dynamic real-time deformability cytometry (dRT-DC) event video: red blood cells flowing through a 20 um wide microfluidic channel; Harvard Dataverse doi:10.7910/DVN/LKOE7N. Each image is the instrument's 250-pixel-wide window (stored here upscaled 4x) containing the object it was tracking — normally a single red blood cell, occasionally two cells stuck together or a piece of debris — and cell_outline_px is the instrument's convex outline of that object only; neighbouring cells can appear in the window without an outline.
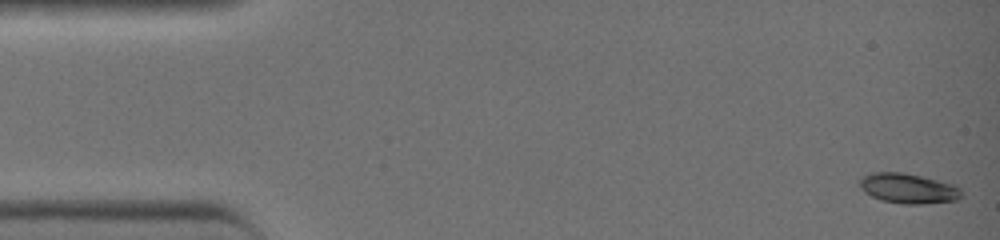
{"species": "common noctule bat (a hibernating species)", "species_latin": "Nyctalus noctula", "temperature_condition": "warm", "stored_images_in_passage": 42, "camera_frame_rate_fps": 3000, "um_per_image_px": 0.085, "animal": {"sex": "female", "body_mass_g": 19.0, "forearm_length_mm": 51.5}, "frame": {"image": 1, "passage_image": 1, "time_ms": 0.0, "image_size_px": [1000, 240], "cell_outline_px": [[960, 196], [956, 200], [920, 204], [904, 204], [880, 200], [864, 192], [860, 188], [860, 180], [864, 176], [872, 172], [904, 172], [956, 184], [960, 188]], "centroid_in_image_um": [77.19, 16.01], "position_along_channel_um": 7.8, "area_um2": 17.8}}
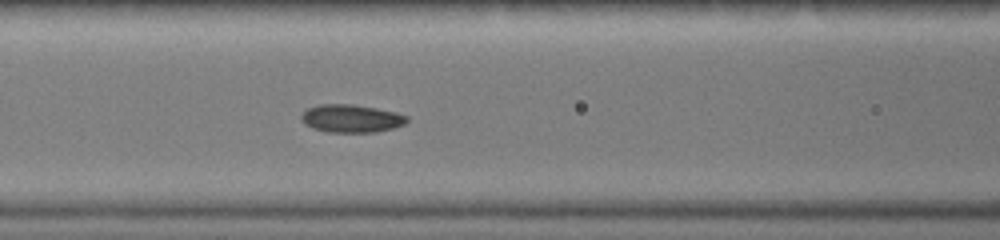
{"frame": {"image": 2, "passage_image": 18, "time_ms": 5.667, "image_size_px": [1000, 240], "cell_outline_px": [[408, 120], [404, 124], [392, 128], [376, 132], [328, 132], [312, 128], [304, 124], [300, 120], [300, 116], [308, 108], [320, 104], [352, 104], [376, 108], [396, 112], [408, 116]], "centroid_in_image_um": [29.84, 10.07], "position_along_channel_um": 136.8, "area_um2": 17.22}}
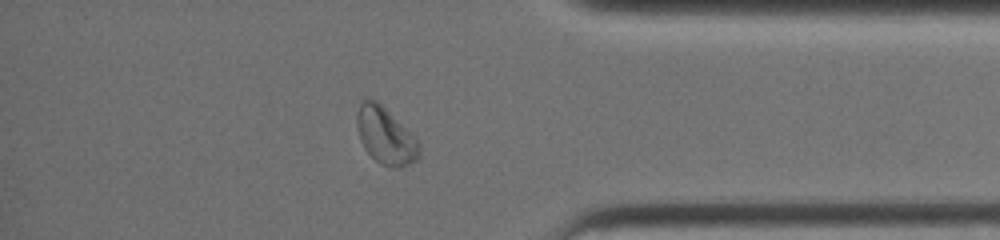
{"frame": {"image": 3, "passage_image": 36, "time_ms": 11.667, "image_size_px": [1000, 240], "cell_outline_px": [[420, 156], [416, 160], [400, 168], [380, 164], [364, 148], [360, 140], [356, 128], [356, 116], [360, 100], [364, 96], [368, 96], [376, 100], [412, 132], [420, 148]], "centroid_in_image_um": [32.73, 11.49], "position_along_channel_um": 402.5, "area_um2": 20.92}, "authors_computed_cell_mechanics": {"area_um2": 17.1955, "velocity_mm_per_s": 4.5765, "shape_relaxation_time_tau1_ms": null, "shape_relaxation_time_tau2_ms": 5.9342, "deformation_change_tau1": null, "deformation_change_tau2": 0.0816}}